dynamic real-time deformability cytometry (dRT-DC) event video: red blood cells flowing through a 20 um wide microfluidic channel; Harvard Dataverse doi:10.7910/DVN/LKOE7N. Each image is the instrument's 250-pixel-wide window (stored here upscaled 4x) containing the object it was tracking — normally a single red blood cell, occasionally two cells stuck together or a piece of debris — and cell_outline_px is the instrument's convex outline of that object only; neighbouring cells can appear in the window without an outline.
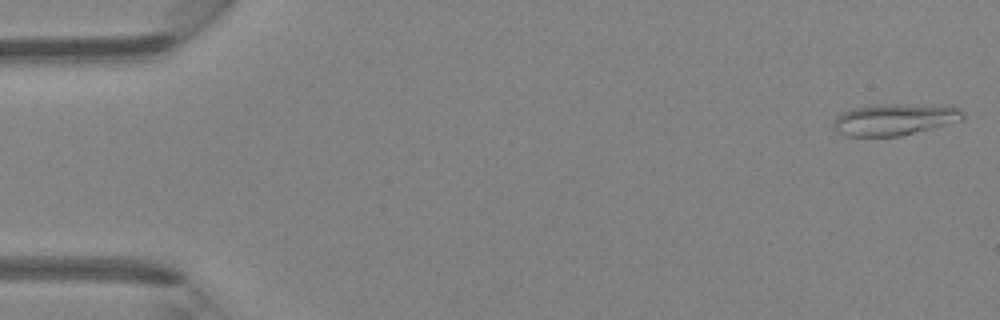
{"species": "Egyptian fruit bat (a non-hibernating species)", "species_latin": "Rousettus aegyptiacus", "temperature_condition": "room temperature", "stored_images_in_passage": 45, "camera_frame_rate_fps": 3000, "um_per_image_px": 0.085, "animal": {"sex": "female"}, "frame": {"image": 1, "passage_image": 1, "time_ms": 0.0, "image_size_px": [1000, 320], "cell_outline_px": [[964, 116], [960, 120], [932, 128], [900, 136], [844, 136], [836, 132], [832, 128], [832, 124], [836, 116], [840, 112], [852, 108], [872, 104], [948, 104], [960, 108], [964, 112]], "centroid_in_image_um": [76.01, 10.13], "position_along_channel_um": 9.0, "area_um2": 24.45}}
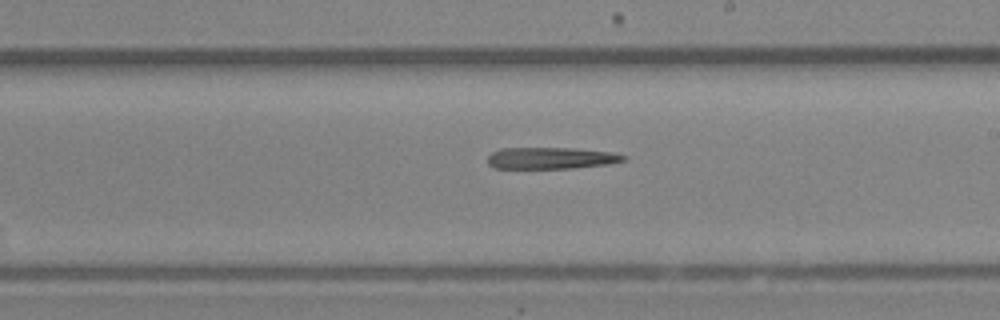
{"frame": {"image": 2, "passage_image": 26, "time_ms": 8.333, "image_size_px": [1000, 320], "cell_outline_px": [[628, 156], [624, 160], [608, 164], [572, 168], [492, 168], [488, 164], [488, 156], [492, 152], [504, 148], [572, 148], [608, 152]], "centroid_in_image_um": [46.8, 13.44], "position_along_channel_um": 242.2, "area_um2": 16.94}}
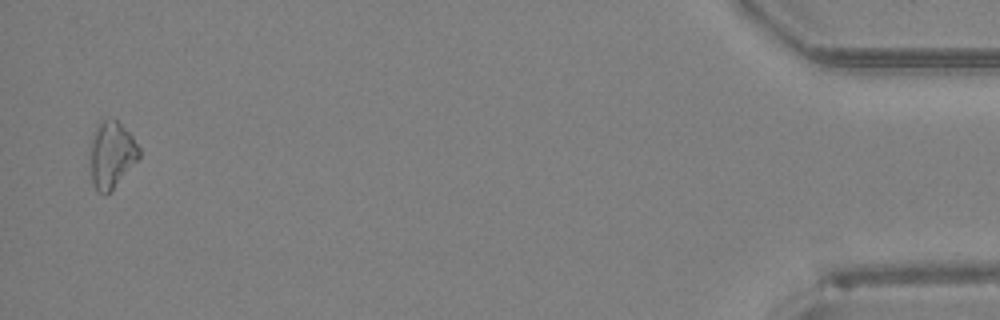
{"frame": {"image": 3, "passage_image": 44, "time_ms": 14.333, "image_size_px": [1000, 320], "cell_outline_px": [[140, 156], [112, 188], [104, 196], [96, 192], [92, 180], [92, 140], [96, 124], [100, 120], [116, 120], [132, 136], [140, 148]], "centroid_in_image_um": [9.49, 13.14], "position_along_channel_um": 425.7, "area_um2": 18.26}}